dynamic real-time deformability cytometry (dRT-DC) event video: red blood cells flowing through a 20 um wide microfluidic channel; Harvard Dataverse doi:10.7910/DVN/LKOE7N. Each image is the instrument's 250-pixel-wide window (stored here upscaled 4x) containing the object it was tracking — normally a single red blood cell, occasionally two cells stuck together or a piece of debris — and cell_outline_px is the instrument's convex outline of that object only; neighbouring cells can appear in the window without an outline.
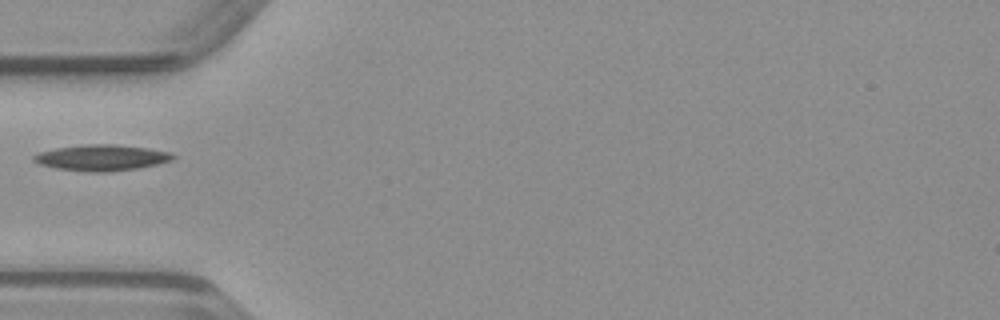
{"species": "common noctule bat (a hibernating species)", "species_latin": "Nyctalus noctula", "temperature_condition": "warm", "stored_images_in_passage": 19, "camera_frame_rate_fps": 3000, "um_per_image_px": 0.085, "animal": {"sex": "male", "body_mass_g": 23.1, "forearm_length_mm": 52.7}, "frame": {"image": 1, "passage_image": 1, "time_ms": 0.0, "image_size_px": [1000, 320], "cell_outline_px": [[176, 156], [172, 160], [156, 164], [136, 168], [104, 172], [92, 172], [56, 168], [40, 164], [32, 160], [32, 156], [40, 152], [56, 148], [80, 144], [116, 144], [148, 148], [172, 152]], "centroid_in_image_um": [8.64, 13.39], "position_along_channel_um": 76.4, "area_um2": 21.04}}
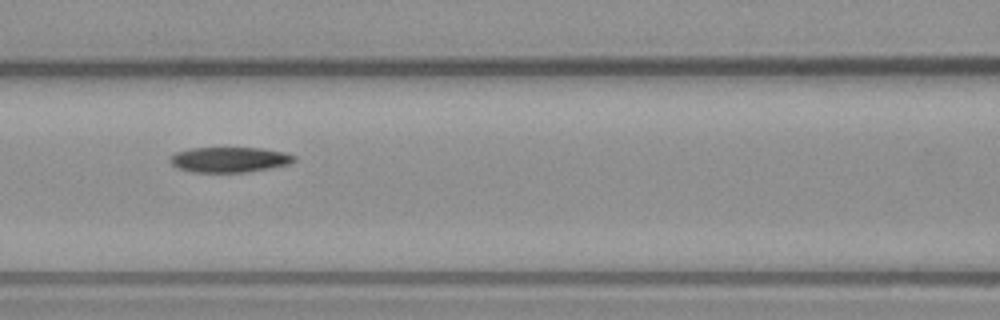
{"frame": {"image": 2, "passage_image": 6, "time_ms": 1.667, "image_size_px": [1000, 320], "cell_outline_px": [[296, 160], [288, 164], [268, 168], [244, 172], [188, 172], [172, 164], [168, 160], [168, 156], [176, 152], [192, 148], [260, 148], [284, 152], [296, 156]], "centroid_in_image_um": [19.46, 13.56], "position_along_channel_um": 147.1, "area_um2": 18.21}}
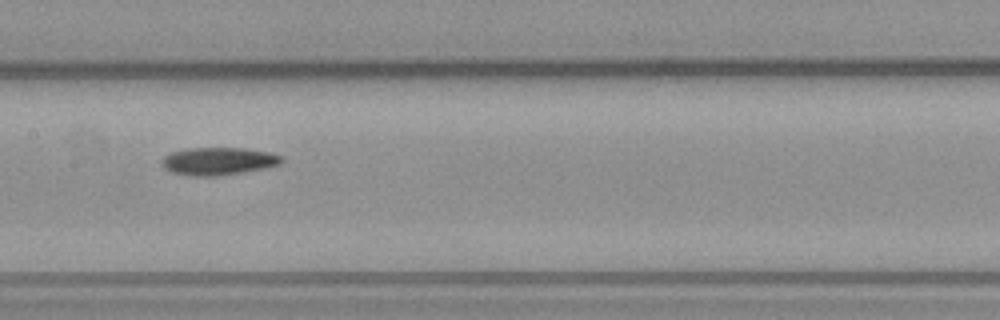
{"frame": {"image": 3, "passage_image": 9, "time_ms": 2.667, "image_size_px": [1000, 320], "cell_outline_px": [[284, 160], [280, 164], [264, 168], [244, 172], [216, 176], [192, 176], [172, 172], [164, 168], [160, 160], [164, 156], [172, 152], [188, 148], [244, 148], [268, 152], [284, 156]], "centroid_in_image_um": [18.57, 13.7], "position_along_channel_um": 188.8, "area_um2": 19.36}}